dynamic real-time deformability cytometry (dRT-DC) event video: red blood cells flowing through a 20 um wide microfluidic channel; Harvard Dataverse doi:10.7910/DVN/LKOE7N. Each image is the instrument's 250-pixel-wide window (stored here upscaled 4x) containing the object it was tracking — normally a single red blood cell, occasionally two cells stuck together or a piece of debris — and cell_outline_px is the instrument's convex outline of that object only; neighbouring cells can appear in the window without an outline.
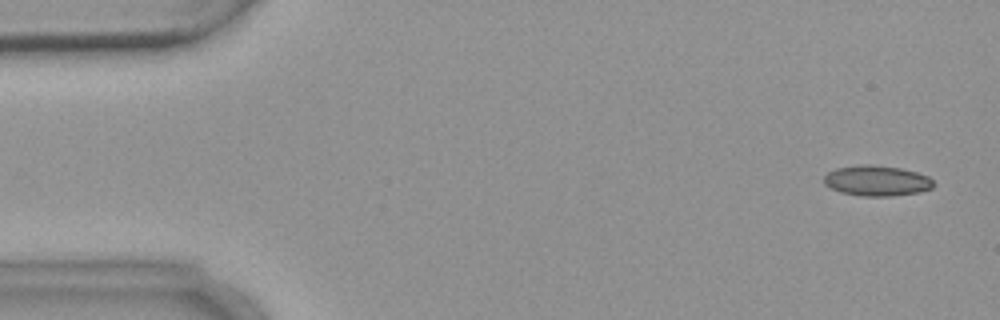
{"species": "common noctule bat (a hibernating species)", "species_latin": "Nyctalus noctula", "temperature_condition": "warm", "stored_images_in_passage": 5, "camera_frame_rate_fps": 3000, "um_per_image_px": 0.085, "animal": {"sex": "female", "body_mass_g": 18.4}, "frame": {"image": 1, "passage_image": 1, "time_ms": 0.0, "image_size_px": [1000, 320], "cell_outline_px": [[936, 184], [932, 188], [920, 192], [892, 196], [860, 196], [840, 192], [824, 184], [824, 176], [828, 172], [836, 168], [864, 164], [872, 164], [900, 168], [916, 172], [928, 176]], "centroid_in_image_um": [74.54, 15.36], "position_along_channel_um": 10.5, "area_um2": 19.54}}